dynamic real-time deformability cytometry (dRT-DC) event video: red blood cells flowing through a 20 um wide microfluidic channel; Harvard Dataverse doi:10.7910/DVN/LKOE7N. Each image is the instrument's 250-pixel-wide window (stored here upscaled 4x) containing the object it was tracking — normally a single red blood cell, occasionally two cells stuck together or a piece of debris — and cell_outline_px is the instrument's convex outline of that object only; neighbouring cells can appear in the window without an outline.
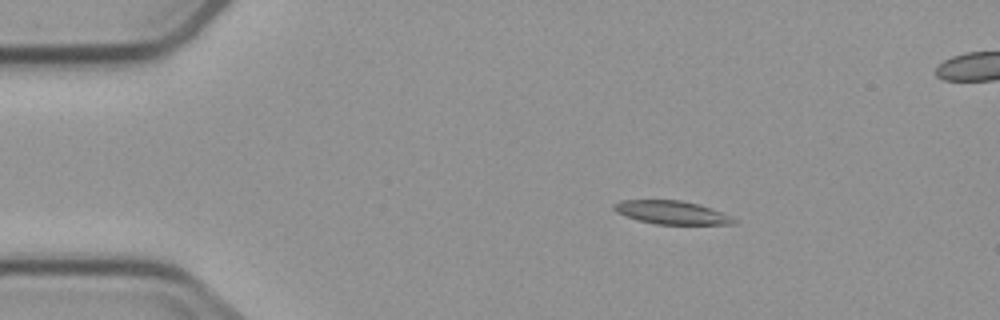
{"species": "common noctule bat (a hibernating species)", "species_latin": "Nyctalus noctula", "temperature_condition": "cold", "stored_images_in_passage": 3, "camera_frame_rate_fps": 3000, "um_per_image_px": 0.085, "animal": {"sex": "male", "body_mass_g": 23.1, "forearm_length_mm": 52.7}, "frame": {"image": 1, "passage_image": 1, "time_ms": 0.0, "image_size_px": [1000, 320], "cell_outline_px": [[736, 224], [656, 224], [640, 220], [616, 212], [612, 208], [612, 204], [620, 200], [680, 200], [700, 204], [712, 208], [736, 220]], "centroid_in_image_um": [57.06, 18.05], "position_along_channel_um": 27.9, "area_um2": 16.13}}